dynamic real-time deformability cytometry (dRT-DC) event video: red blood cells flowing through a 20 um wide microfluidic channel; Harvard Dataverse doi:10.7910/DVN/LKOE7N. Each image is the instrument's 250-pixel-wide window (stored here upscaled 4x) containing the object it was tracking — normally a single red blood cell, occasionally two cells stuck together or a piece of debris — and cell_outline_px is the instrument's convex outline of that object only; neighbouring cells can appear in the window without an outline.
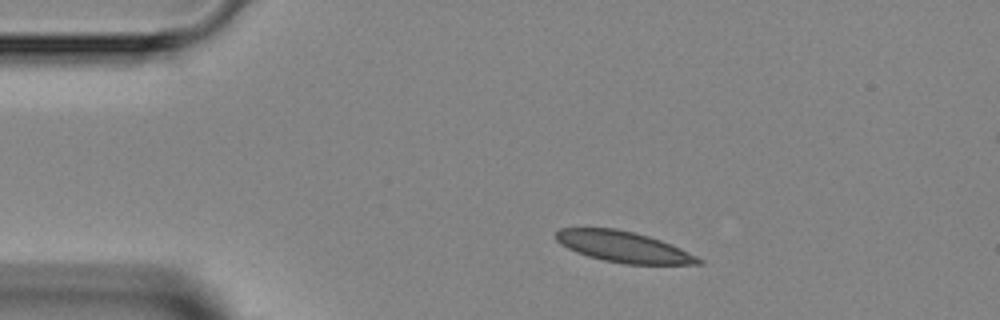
{"species": "Egyptian fruit bat (a non-hibernating species)", "species_latin": "Rousettus aegyptiacus", "temperature_condition": "room temperature", "stored_images_in_passage": 3, "camera_frame_rate_fps": 3000, "um_per_image_px": 0.085, "animal": {"sex": "female"}, "frame": {"image": 1, "passage_image": 1, "time_ms": 0.0, "image_size_px": [1000, 320], "cell_outline_px": [[704, 264], [624, 264], [604, 260], [588, 256], [576, 252], [560, 244], [556, 240], [556, 232], [560, 228], [616, 228], [636, 232], [660, 240], [680, 248], [704, 260]], "centroid_in_image_um": [52.99, 20.98], "position_along_channel_um": 32.0, "area_um2": 25.61}}